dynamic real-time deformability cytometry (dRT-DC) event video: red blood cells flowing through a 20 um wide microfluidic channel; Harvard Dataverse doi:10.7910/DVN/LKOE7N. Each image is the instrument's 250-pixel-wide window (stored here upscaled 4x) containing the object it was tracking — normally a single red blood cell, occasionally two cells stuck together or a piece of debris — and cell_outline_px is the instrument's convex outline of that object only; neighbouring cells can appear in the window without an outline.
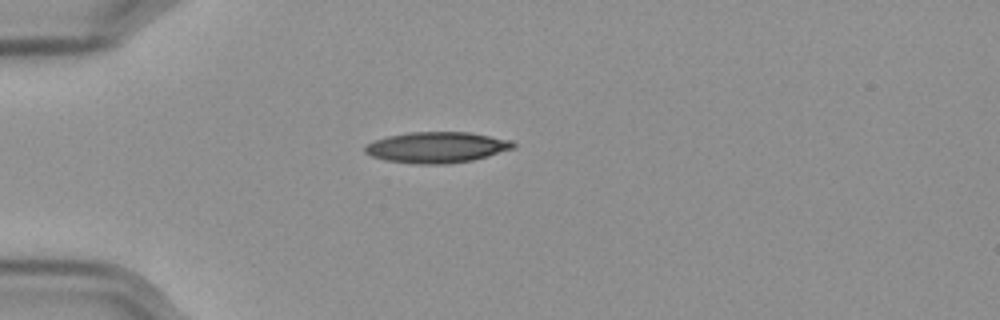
{"species": "Egyptian fruit bat (a non-hibernating species)", "species_latin": "Rousettus aegyptiacus", "temperature_condition": "cold", "stored_images_in_passage": 34, "camera_frame_rate_fps": 3000, "um_per_image_px": 0.085, "frame": {"image": 1, "passage_image": 1, "time_ms": 0.0, "image_size_px": [1000, 320], "cell_outline_px": [[516, 144], [512, 148], [488, 156], [472, 160], [444, 164], [420, 164], [384, 160], [372, 156], [364, 152], [364, 148], [368, 144], [376, 140], [388, 136], [408, 132], [468, 132], [512, 140]], "centroid_in_image_um": [37.12, 12.52], "position_along_channel_um": 47.9, "area_um2": 26.47}}
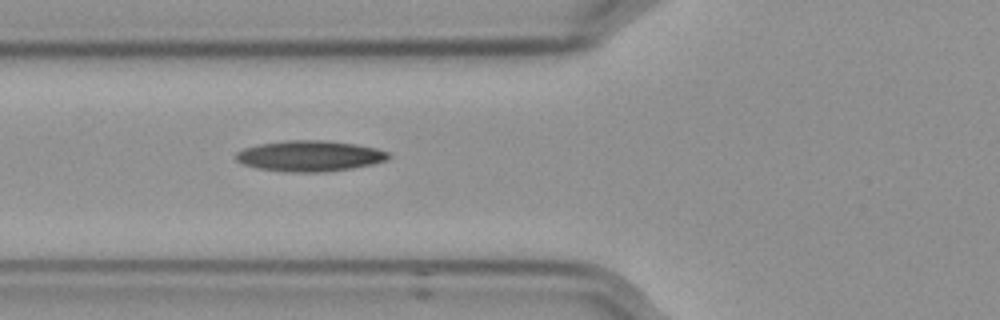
{"frame": {"image": 2, "passage_image": 7, "time_ms": 2.0, "image_size_px": [1000, 320], "cell_outline_px": [[392, 156], [384, 160], [372, 164], [352, 168], [324, 172], [284, 172], [256, 168], [244, 164], [236, 160], [236, 152], [244, 148], [260, 144], [288, 140], [324, 140], [356, 144], [376, 148], [388, 152]], "centroid_in_image_um": [26.32, 13.26], "position_along_channel_um": 99.5, "area_um2": 27.34}}
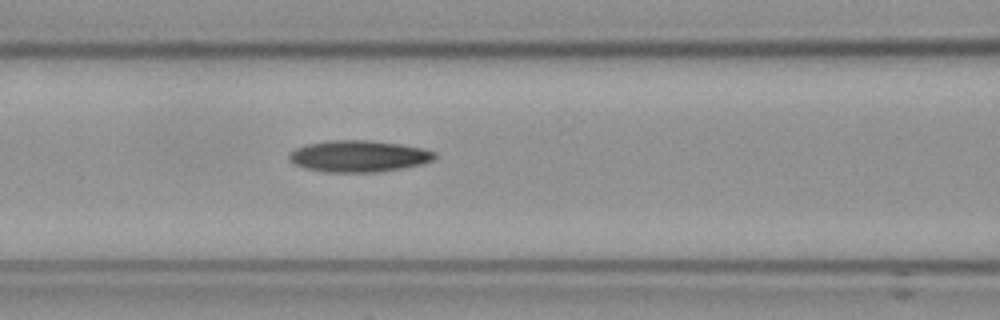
{"frame": {"image": 3, "passage_image": 10, "time_ms": 3.0, "image_size_px": [1000, 320], "cell_outline_px": [[436, 156], [432, 160], [420, 164], [400, 168], [376, 172], [324, 172], [304, 168], [288, 160], [288, 156], [296, 148], [308, 144], [332, 140], [368, 140], [396, 144], [420, 148], [436, 152]], "centroid_in_image_um": [30.45, 13.28], "position_along_channel_um": 136.2, "area_um2": 26.36}}